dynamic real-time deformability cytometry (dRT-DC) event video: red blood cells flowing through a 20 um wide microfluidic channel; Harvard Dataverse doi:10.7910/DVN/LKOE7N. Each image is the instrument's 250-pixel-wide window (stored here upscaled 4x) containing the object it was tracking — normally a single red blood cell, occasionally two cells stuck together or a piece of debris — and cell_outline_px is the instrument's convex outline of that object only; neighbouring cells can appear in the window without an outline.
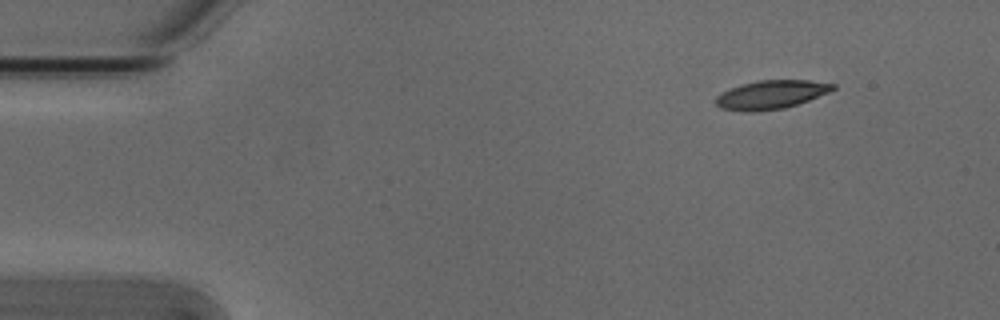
{"species": "Egyptian fruit bat (a non-hibernating species)", "species_latin": "Rousettus aegyptiacus", "temperature_condition": "cold", "stored_images_in_passage": 48, "camera_frame_rate_fps": 3000, "um_per_image_px": 0.085, "animal": {"sex": "male"}, "frame": {"image": 1, "passage_image": 1, "time_ms": 0.0, "image_size_px": [1000, 320], "cell_outline_px": [[836, 88], [828, 92], [808, 100], [784, 108], [756, 112], [744, 112], [720, 108], [716, 104], [716, 96], [732, 88], [744, 84], [760, 80], [808, 80], [836, 84]], "centroid_in_image_um": [65.54, 8.05], "position_along_channel_um": 19.5, "area_um2": 19.31}}
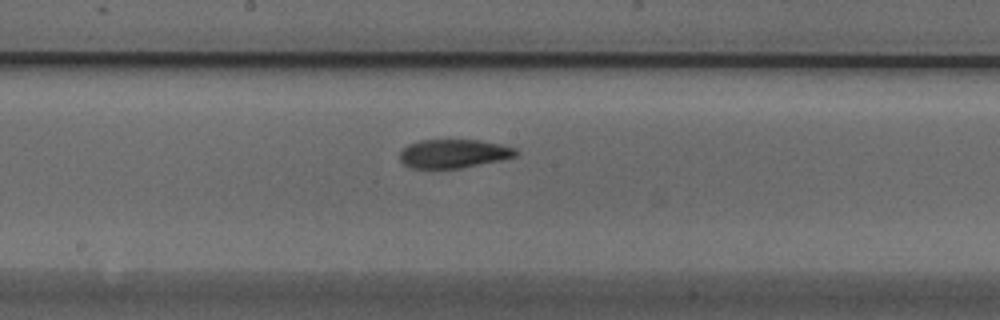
{"frame": {"image": 2, "passage_image": 23, "time_ms": 7.333, "image_size_px": [1000, 320], "cell_outline_px": [[520, 152], [516, 156], [500, 160], [460, 168], [412, 168], [404, 164], [400, 160], [400, 152], [408, 144], [420, 140], [480, 140], [500, 144], [516, 148]], "centroid_in_image_um": [38.57, 13.05], "position_along_channel_um": 209.6, "area_um2": 19.36}}
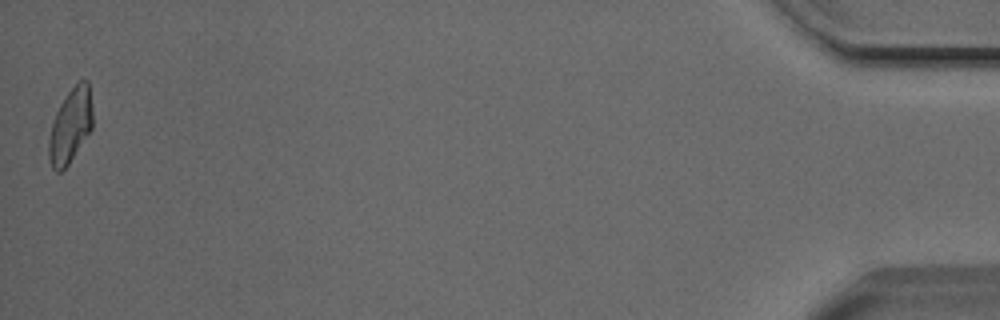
{"frame": {"image": 3, "passage_image": 48, "time_ms": 15.667, "image_size_px": [1000, 320], "cell_outline_px": [[92, 128], [68, 164], [60, 172], [56, 172], [52, 168], [48, 156], [48, 140], [52, 120], [60, 104], [68, 92], [80, 80], [88, 80], [92, 108]], "centroid_in_image_um": [5.96, 10.69], "position_along_channel_um": 429.2, "area_um2": 18.9}, "authors_computed_cell_mechanics": {"area_um2": 19.4786, "velocity_mm_per_s": 3.8282, "shape_relaxation_time_tau1_ms": 4.21, "shape_relaxation_time_tau2_ms": 3.8759, "deformation_change_tau1": 0.1502, "deformation_change_tau2": 0.1062}}